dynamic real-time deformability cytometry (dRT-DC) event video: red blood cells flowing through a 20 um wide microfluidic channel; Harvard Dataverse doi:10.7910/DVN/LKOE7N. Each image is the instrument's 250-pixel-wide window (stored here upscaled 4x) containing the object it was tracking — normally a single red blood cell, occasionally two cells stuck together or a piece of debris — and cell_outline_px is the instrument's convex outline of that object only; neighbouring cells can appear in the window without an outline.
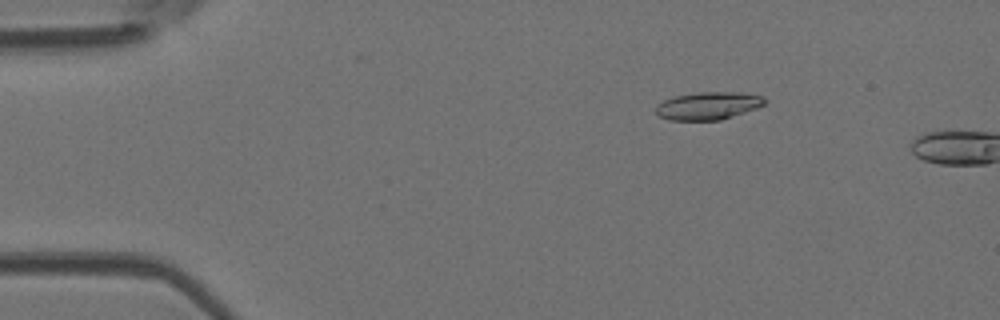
{"species": "Egyptian fruit bat (a non-hibernating species)", "species_latin": "Rousettus aegyptiacus", "temperature_condition": "room temperature", "stored_images_in_passage": 3, "camera_frame_rate_fps": 3000, "um_per_image_px": 0.085, "animal": {"sex": "female"}, "frame": {"image": 1, "passage_image": 2, "time_ms": 0.333, "image_size_px": [1000, 320], "cell_outline_px": [[764, 104], [756, 108], [720, 120], [668, 120], [660, 116], [656, 112], [656, 104], [664, 100], [676, 96], [696, 92], [740, 92], [764, 96]], "centroid_in_image_um": [60.17, 8.98], "position_along_channel_um": 24.8, "area_um2": 17.46}}